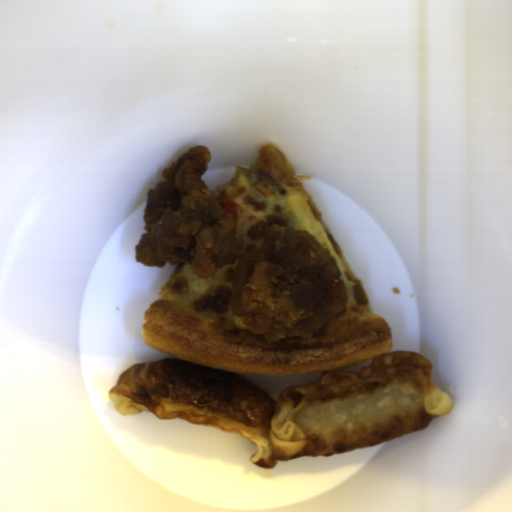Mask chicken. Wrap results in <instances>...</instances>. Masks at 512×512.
<instances>
[{
  "mask_svg": "<svg viewBox=\"0 0 512 512\" xmlns=\"http://www.w3.org/2000/svg\"><path fill=\"white\" fill-rule=\"evenodd\" d=\"M328 249L307 231L274 224L263 244L241 255L229 299L249 332L269 342L315 338L348 304Z\"/></svg>",
  "mask_w": 512,
  "mask_h": 512,
  "instance_id": "1",
  "label": "chicken"
},
{
  "mask_svg": "<svg viewBox=\"0 0 512 512\" xmlns=\"http://www.w3.org/2000/svg\"><path fill=\"white\" fill-rule=\"evenodd\" d=\"M211 162L210 150L196 144L163 169V181L147 193L145 234L134 249L138 263L160 269L188 263L205 279L236 264L244 240L234 217L202 180Z\"/></svg>",
  "mask_w": 512,
  "mask_h": 512,
  "instance_id": "2",
  "label": "chicken"
}]
</instances>
